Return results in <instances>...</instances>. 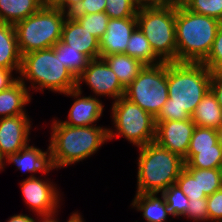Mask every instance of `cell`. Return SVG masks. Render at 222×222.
Listing matches in <instances>:
<instances>
[{
    "instance_id": "5b68a950",
    "label": "cell",
    "mask_w": 222,
    "mask_h": 222,
    "mask_svg": "<svg viewBox=\"0 0 222 222\" xmlns=\"http://www.w3.org/2000/svg\"><path fill=\"white\" fill-rule=\"evenodd\" d=\"M19 75L22 83L25 84V80L31 82L28 90L32 86L35 91L43 92L46 88L65 94L76 89L77 85V78L62 64L53 47L22 55Z\"/></svg>"
},
{
    "instance_id": "ffe728a7",
    "label": "cell",
    "mask_w": 222,
    "mask_h": 222,
    "mask_svg": "<svg viewBox=\"0 0 222 222\" xmlns=\"http://www.w3.org/2000/svg\"><path fill=\"white\" fill-rule=\"evenodd\" d=\"M158 193H136L131 206L136 207L138 211L143 212V218L146 222H167V216L172 215L169 212L165 198L161 195V199L157 196Z\"/></svg>"
},
{
    "instance_id": "8d00e7d4",
    "label": "cell",
    "mask_w": 222,
    "mask_h": 222,
    "mask_svg": "<svg viewBox=\"0 0 222 222\" xmlns=\"http://www.w3.org/2000/svg\"><path fill=\"white\" fill-rule=\"evenodd\" d=\"M106 0H82L71 14H92L105 11Z\"/></svg>"
},
{
    "instance_id": "e575fe53",
    "label": "cell",
    "mask_w": 222,
    "mask_h": 222,
    "mask_svg": "<svg viewBox=\"0 0 222 222\" xmlns=\"http://www.w3.org/2000/svg\"><path fill=\"white\" fill-rule=\"evenodd\" d=\"M183 217H187L195 222L209 221L207 199L189 200L188 210Z\"/></svg>"
},
{
    "instance_id": "60d3db41",
    "label": "cell",
    "mask_w": 222,
    "mask_h": 222,
    "mask_svg": "<svg viewBox=\"0 0 222 222\" xmlns=\"http://www.w3.org/2000/svg\"><path fill=\"white\" fill-rule=\"evenodd\" d=\"M41 8H58L63 11V0H39Z\"/></svg>"
},
{
    "instance_id": "484cf974",
    "label": "cell",
    "mask_w": 222,
    "mask_h": 222,
    "mask_svg": "<svg viewBox=\"0 0 222 222\" xmlns=\"http://www.w3.org/2000/svg\"><path fill=\"white\" fill-rule=\"evenodd\" d=\"M53 49L62 64L77 78L88 66L90 59L78 50L59 40Z\"/></svg>"
},
{
    "instance_id": "3957f363",
    "label": "cell",
    "mask_w": 222,
    "mask_h": 222,
    "mask_svg": "<svg viewBox=\"0 0 222 222\" xmlns=\"http://www.w3.org/2000/svg\"><path fill=\"white\" fill-rule=\"evenodd\" d=\"M220 22L185 6H175L177 62L202 63L210 53Z\"/></svg>"
},
{
    "instance_id": "6da1fadb",
    "label": "cell",
    "mask_w": 222,
    "mask_h": 222,
    "mask_svg": "<svg viewBox=\"0 0 222 222\" xmlns=\"http://www.w3.org/2000/svg\"><path fill=\"white\" fill-rule=\"evenodd\" d=\"M211 73L203 63L167 62L168 100L155 118L156 123L191 119L211 89Z\"/></svg>"
},
{
    "instance_id": "1f68e13d",
    "label": "cell",
    "mask_w": 222,
    "mask_h": 222,
    "mask_svg": "<svg viewBox=\"0 0 222 222\" xmlns=\"http://www.w3.org/2000/svg\"><path fill=\"white\" fill-rule=\"evenodd\" d=\"M198 186L206 197L221 189V169H198Z\"/></svg>"
},
{
    "instance_id": "7a4b0ae2",
    "label": "cell",
    "mask_w": 222,
    "mask_h": 222,
    "mask_svg": "<svg viewBox=\"0 0 222 222\" xmlns=\"http://www.w3.org/2000/svg\"><path fill=\"white\" fill-rule=\"evenodd\" d=\"M49 144L50 163L54 169L80 162L107 143L108 129L102 126H68L52 120Z\"/></svg>"
},
{
    "instance_id": "f1b7e54d",
    "label": "cell",
    "mask_w": 222,
    "mask_h": 222,
    "mask_svg": "<svg viewBox=\"0 0 222 222\" xmlns=\"http://www.w3.org/2000/svg\"><path fill=\"white\" fill-rule=\"evenodd\" d=\"M172 217L184 216L188 210L189 199L176 184L170 185L162 192Z\"/></svg>"
},
{
    "instance_id": "5bb4252c",
    "label": "cell",
    "mask_w": 222,
    "mask_h": 222,
    "mask_svg": "<svg viewBox=\"0 0 222 222\" xmlns=\"http://www.w3.org/2000/svg\"><path fill=\"white\" fill-rule=\"evenodd\" d=\"M64 95L76 99L69 110L68 120L61 121L63 124L68 126H93L102 116L104 105L98 97H81V89L71 90Z\"/></svg>"
},
{
    "instance_id": "9a60e30c",
    "label": "cell",
    "mask_w": 222,
    "mask_h": 222,
    "mask_svg": "<svg viewBox=\"0 0 222 222\" xmlns=\"http://www.w3.org/2000/svg\"><path fill=\"white\" fill-rule=\"evenodd\" d=\"M137 27V18H110L105 34L99 41L100 57L125 53L127 42Z\"/></svg>"
},
{
    "instance_id": "8fae6325",
    "label": "cell",
    "mask_w": 222,
    "mask_h": 222,
    "mask_svg": "<svg viewBox=\"0 0 222 222\" xmlns=\"http://www.w3.org/2000/svg\"><path fill=\"white\" fill-rule=\"evenodd\" d=\"M20 186L24 202L29 205L33 213H37V216L58 212L61 196L53 182L30 175Z\"/></svg>"
},
{
    "instance_id": "cb8c5ba5",
    "label": "cell",
    "mask_w": 222,
    "mask_h": 222,
    "mask_svg": "<svg viewBox=\"0 0 222 222\" xmlns=\"http://www.w3.org/2000/svg\"><path fill=\"white\" fill-rule=\"evenodd\" d=\"M124 54L140 61L145 66L158 65L162 61L154 54L148 39L137 26L127 42Z\"/></svg>"
},
{
    "instance_id": "ba28073f",
    "label": "cell",
    "mask_w": 222,
    "mask_h": 222,
    "mask_svg": "<svg viewBox=\"0 0 222 222\" xmlns=\"http://www.w3.org/2000/svg\"><path fill=\"white\" fill-rule=\"evenodd\" d=\"M111 109L115 129L108 128V140L123 136L138 148L155 140V118L140 106L122 96L113 102Z\"/></svg>"
},
{
    "instance_id": "e0dca14e",
    "label": "cell",
    "mask_w": 222,
    "mask_h": 222,
    "mask_svg": "<svg viewBox=\"0 0 222 222\" xmlns=\"http://www.w3.org/2000/svg\"><path fill=\"white\" fill-rule=\"evenodd\" d=\"M8 164L14 163L20 171L42 174H48L50 170H54L50 163L49 146L47 151H42L33 145H27L17 153L10 154L4 158Z\"/></svg>"
},
{
    "instance_id": "d4e9b609",
    "label": "cell",
    "mask_w": 222,
    "mask_h": 222,
    "mask_svg": "<svg viewBox=\"0 0 222 222\" xmlns=\"http://www.w3.org/2000/svg\"><path fill=\"white\" fill-rule=\"evenodd\" d=\"M184 159V168L195 169H221L222 167V147L219 143L215 149L188 150Z\"/></svg>"
},
{
    "instance_id": "d6a6232c",
    "label": "cell",
    "mask_w": 222,
    "mask_h": 222,
    "mask_svg": "<svg viewBox=\"0 0 222 222\" xmlns=\"http://www.w3.org/2000/svg\"><path fill=\"white\" fill-rule=\"evenodd\" d=\"M185 7L194 13L222 21V0H190Z\"/></svg>"
},
{
    "instance_id": "ee69618b",
    "label": "cell",
    "mask_w": 222,
    "mask_h": 222,
    "mask_svg": "<svg viewBox=\"0 0 222 222\" xmlns=\"http://www.w3.org/2000/svg\"><path fill=\"white\" fill-rule=\"evenodd\" d=\"M54 215L57 216L56 212L47 215H39L40 218L38 219V221L40 220L39 222H59Z\"/></svg>"
},
{
    "instance_id": "d590c367",
    "label": "cell",
    "mask_w": 222,
    "mask_h": 222,
    "mask_svg": "<svg viewBox=\"0 0 222 222\" xmlns=\"http://www.w3.org/2000/svg\"><path fill=\"white\" fill-rule=\"evenodd\" d=\"M207 211L210 222H222V188L207 197Z\"/></svg>"
},
{
    "instance_id": "4fadbf2b",
    "label": "cell",
    "mask_w": 222,
    "mask_h": 222,
    "mask_svg": "<svg viewBox=\"0 0 222 222\" xmlns=\"http://www.w3.org/2000/svg\"><path fill=\"white\" fill-rule=\"evenodd\" d=\"M28 115L0 119V153L3 158L17 153L29 144L31 121Z\"/></svg>"
},
{
    "instance_id": "52a82bcc",
    "label": "cell",
    "mask_w": 222,
    "mask_h": 222,
    "mask_svg": "<svg viewBox=\"0 0 222 222\" xmlns=\"http://www.w3.org/2000/svg\"><path fill=\"white\" fill-rule=\"evenodd\" d=\"M136 18L154 54L162 62H177L175 5L139 9Z\"/></svg>"
},
{
    "instance_id": "7bdbcfd3",
    "label": "cell",
    "mask_w": 222,
    "mask_h": 222,
    "mask_svg": "<svg viewBox=\"0 0 222 222\" xmlns=\"http://www.w3.org/2000/svg\"><path fill=\"white\" fill-rule=\"evenodd\" d=\"M7 222H35V219L27 214H17L11 216Z\"/></svg>"
},
{
    "instance_id": "bcb514c9",
    "label": "cell",
    "mask_w": 222,
    "mask_h": 222,
    "mask_svg": "<svg viewBox=\"0 0 222 222\" xmlns=\"http://www.w3.org/2000/svg\"><path fill=\"white\" fill-rule=\"evenodd\" d=\"M190 0H171V4H174L176 7L185 6Z\"/></svg>"
},
{
    "instance_id": "603a6c76",
    "label": "cell",
    "mask_w": 222,
    "mask_h": 222,
    "mask_svg": "<svg viewBox=\"0 0 222 222\" xmlns=\"http://www.w3.org/2000/svg\"><path fill=\"white\" fill-rule=\"evenodd\" d=\"M40 9L39 0H0V22L15 25Z\"/></svg>"
},
{
    "instance_id": "f6af8a7d",
    "label": "cell",
    "mask_w": 222,
    "mask_h": 222,
    "mask_svg": "<svg viewBox=\"0 0 222 222\" xmlns=\"http://www.w3.org/2000/svg\"><path fill=\"white\" fill-rule=\"evenodd\" d=\"M82 215H80V213L78 212H74L70 218L68 219L67 222H84V220L82 219Z\"/></svg>"
},
{
    "instance_id": "4dcf8cb0",
    "label": "cell",
    "mask_w": 222,
    "mask_h": 222,
    "mask_svg": "<svg viewBox=\"0 0 222 222\" xmlns=\"http://www.w3.org/2000/svg\"><path fill=\"white\" fill-rule=\"evenodd\" d=\"M138 8L133 0H106L105 13L109 18H136Z\"/></svg>"
},
{
    "instance_id": "d6986e66",
    "label": "cell",
    "mask_w": 222,
    "mask_h": 222,
    "mask_svg": "<svg viewBox=\"0 0 222 222\" xmlns=\"http://www.w3.org/2000/svg\"><path fill=\"white\" fill-rule=\"evenodd\" d=\"M22 55L18 48L15 27L0 22V68L16 70L20 73Z\"/></svg>"
},
{
    "instance_id": "7c38bea8",
    "label": "cell",
    "mask_w": 222,
    "mask_h": 222,
    "mask_svg": "<svg viewBox=\"0 0 222 222\" xmlns=\"http://www.w3.org/2000/svg\"><path fill=\"white\" fill-rule=\"evenodd\" d=\"M196 125L189 120L156 123L155 142L184 158Z\"/></svg>"
},
{
    "instance_id": "83f0119b",
    "label": "cell",
    "mask_w": 222,
    "mask_h": 222,
    "mask_svg": "<svg viewBox=\"0 0 222 222\" xmlns=\"http://www.w3.org/2000/svg\"><path fill=\"white\" fill-rule=\"evenodd\" d=\"M99 41L107 29L109 16L105 12L92 14H70Z\"/></svg>"
},
{
    "instance_id": "7402d4cb",
    "label": "cell",
    "mask_w": 222,
    "mask_h": 222,
    "mask_svg": "<svg viewBox=\"0 0 222 222\" xmlns=\"http://www.w3.org/2000/svg\"><path fill=\"white\" fill-rule=\"evenodd\" d=\"M126 88L144 68V64L124 53L101 56Z\"/></svg>"
},
{
    "instance_id": "44dd1931",
    "label": "cell",
    "mask_w": 222,
    "mask_h": 222,
    "mask_svg": "<svg viewBox=\"0 0 222 222\" xmlns=\"http://www.w3.org/2000/svg\"><path fill=\"white\" fill-rule=\"evenodd\" d=\"M198 127L218 129L222 126V107L211 89L205 94L191 115Z\"/></svg>"
},
{
    "instance_id": "2e32d148",
    "label": "cell",
    "mask_w": 222,
    "mask_h": 222,
    "mask_svg": "<svg viewBox=\"0 0 222 222\" xmlns=\"http://www.w3.org/2000/svg\"><path fill=\"white\" fill-rule=\"evenodd\" d=\"M61 41L75 50L80 51L90 60L100 58L99 40L71 15L64 21Z\"/></svg>"
},
{
    "instance_id": "b9f144b4",
    "label": "cell",
    "mask_w": 222,
    "mask_h": 222,
    "mask_svg": "<svg viewBox=\"0 0 222 222\" xmlns=\"http://www.w3.org/2000/svg\"><path fill=\"white\" fill-rule=\"evenodd\" d=\"M82 0H63V12L70 15L80 4Z\"/></svg>"
},
{
    "instance_id": "8992f818",
    "label": "cell",
    "mask_w": 222,
    "mask_h": 222,
    "mask_svg": "<svg viewBox=\"0 0 222 222\" xmlns=\"http://www.w3.org/2000/svg\"><path fill=\"white\" fill-rule=\"evenodd\" d=\"M67 13L58 8H41L14 25L21 55L52 48L61 40Z\"/></svg>"
},
{
    "instance_id": "f546056e",
    "label": "cell",
    "mask_w": 222,
    "mask_h": 222,
    "mask_svg": "<svg viewBox=\"0 0 222 222\" xmlns=\"http://www.w3.org/2000/svg\"><path fill=\"white\" fill-rule=\"evenodd\" d=\"M217 143L218 132L216 129L196 126L188 150L215 149Z\"/></svg>"
},
{
    "instance_id": "c3c4849f",
    "label": "cell",
    "mask_w": 222,
    "mask_h": 222,
    "mask_svg": "<svg viewBox=\"0 0 222 222\" xmlns=\"http://www.w3.org/2000/svg\"><path fill=\"white\" fill-rule=\"evenodd\" d=\"M6 165V162L4 161L3 156L0 153V171H2L4 169V166Z\"/></svg>"
},
{
    "instance_id": "4316f807",
    "label": "cell",
    "mask_w": 222,
    "mask_h": 222,
    "mask_svg": "<svg viewBox=\"0 0 222 222\" xmlns=\"http://www.w3.org/2000/svg\"><path fill=\"white\" fill-rule=\"evenodd\" d=\"M175 184L179 189L191 200L196 199H207L204 193H201L200 187L198 186V169L195 168H184Z\"/></svg>"
},
{
    "instance_id": "f35d334b",
    "label": "cell",
    "mask_w": 222,
    "mask_h": 222,
    "mask_svg": "<svg viewBox=\"0 0 222 222\" xmlns=\"http://www.w3.org/2000/svg\"><path fill=\"white\" fill-rule=\"evenodd\" d=\"M13 70L0 68V92L8 89L12 86L19 78H13Z\"/></svg>"
},
{
    "instance_id": "836d02e7",
    "label": "cell",
    "mask_w": 222,
    "mask_h": 222,
    "mask_svg": "<svg viewBox=\"0 0 222 222\" xmlns=\"http://www.w3.org/2000/svg\"><path fill=\"white\" fill-rule=\"evenodd\" d=\"M202 63L211 72L222 70V21L220 22L210 53Z\"/></svg>"
},
{
    "instance_id": "9c48e42d",
    "label": "cell",
    "mask_w": 222,
    "mask_h": 222,
    "mask_svg": "<svg viewBox=\"0 0 222 222\" xmlns=\"http://www.w3.org/2000/svg\"><path fill=\"white\" fill-rule=\"evenodd\" d=\"M124 97L156 118L168 100L167 62L144 66L125 88Z\"/></svg>"
},
{
    "instance_id": "ac0fdd59",
    "label": "cell",
    "mask_w": 222,
    "mask_h": 222,
    "mask_svg": "<svg viewBox=\"0 0 222 222\" xmlns=\"http://www.w3.org/2000/svg\"><path fill=\"white\" fill-rule=\"evenodd\" d=\"M27 85L19 79L8 89L0 92V119L17 115H27L24 108L31 102Z\"/></svg>"
},
{
    "instance_id": "7dc6e473",
    "label": "cell",
    "mask_w": 222,
    "mask_h": 222,
    "mask_svg": "<svg viewBox=\"0 0 222 222\" xmlns=\"http://www.w3.org/2000/svg\"><path fill=\"white\" fill-rule=\"evenodd\" d=\"M217 132H218V143L222 147V126L217 129Z\"/></svg>"
},
{
    "instance_id": "ab89813d",
    "label": "cell",
    "mask_w": 222,
    "mask_h": 222,
    "mask_svg": "<svg viewBox=\"0 0 222 222\" xmlns=\"http://www.w3.org/2000/svg\"><path fill=\"white\" fill-rule=\"evenodd\" d=\"M138 9L159 8L171 4V0H133Z\"/></svg>"
},
{
    "instance_id": "74e56055",
    "label": "cell",
    "mask_w": 222,
    "mask_h": 222,
    "mask_svg": "<svg viewBox=\"0 0 222 222\" xmlns=\"http://www.w3.org/2000/svg\"><path fill=\"white\" fill-rule=\"evenodd\" d=\"M211 91L222 107V70L213 71L211 73Z\"/></svg>"
},
{
    "instance_id": "277c9868",
    "label": "cell",
    "mask_w": 222,
    "mask_h": 222,
    "mask_svg": "<svg viewBox=\"0 0 222 222\" xmlns=\"http://www.w3.org/2000/svg\"><path fill=\"white\" fill-rule=\"evenodd\" d=\"M136 193H159L175 184L184 159L155 141L139 147Z\"/></svg>"
},
{
    "instance_id": "30bf717a",
    "label": "cell",
    "mask_w": 222,
    "mask_h": 222,
    "mask_svg": "<svg viewBox=\"0 0 222 222\" xmlns=\"http://www.w3.org/2000/svg\"><path fill=\"white\" fill-rule=\"evenodd\" d=\"M85 82L96 96H108L114 101L124 96L125 87L103 58L91 59L85 70L77 77L76 89Z\"/></svg>"
}]
</instances>
